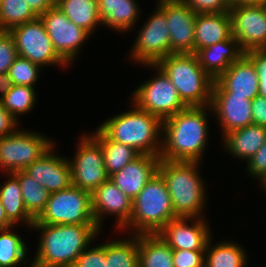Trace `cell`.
Instances as JSON below:
<instances>
[{"label":"cell","mask_w":266,"mask_h":267,"mask_svg":"<svg viewBox=\"0 0 266 267\" xmlns=\"http://www.w3.org/2000/svg\"><path fill=\"white\" fill-rule=\"evenodd\" d=\"M102 147L105 168L109 176L123 169L140 153L133 147L111 140L99 127L89 133Z\"/></svg>","instance_id":"cell-28"},{"label":"cell","mask_w":266,"mask_h":267,"mask_svg":"<svg viewBox=\"0 0 266 267\" xmlns=\"http://www.w3.org/2000/svg\"><path fill=\"white\" fill-rule=\"evenodd\" d=\"M12 228L0 230V267H16L22 263L26 265L28 260H32L26 259V242Z\"/></svg>","instance_id":"cell-33"},{"label":"cell","mask_w":266,"mask_h":267,"mask_svg":"<svg viewBox=\"0 0 266 267\" xmlns=\"http://www.w3.org/2000/svg\"><path fill=\"white\" fill-rule=\"evenodd\" d=\"M53 141L44 134L22 128L0 137V170L4 174L25 170L54 146Z\"/></svg>","instance_id":"cell-9"},{"label":"cell","mask_w":266,"mask_h":267,"mask_svg":"<svg viewBox=\"0 0 266 267\" xmlns=\"http://www.w3.org/2000/svg\"><path fill=\"white\" fill-rule=\"evenodd\" d=\"M17 121L3 106L0 100V137L14 134L18 130Z\"/></svg>","instance_id":"cell-43"},{"label":"cell","mask_w":266,"mask_h":267,"mask_svg":"<svg viewBox=\"0 0 266 267\" xmlns=\"http://www.w3.org/2000/svg\"><path fill=\"white\" fill-rule=\"evenodd\" d=\"M102 26L127 32L139 20L140 7L136 0H97Z\"/></svg>","instance_id":"cell-25"},{"label":"cell","mask_w":266,"mask_h":267,"mask_svg":"<svg viewBox=\"0 0 266 267\" xmlns=\"http://www.w3.org/2000/svg\"><path fill=\"white\" fill-rule=\"evenodd\" d=\"M17 55L29 59L41 67L69 65L57 54L40 17L12 28Z\"/></svg>","instance_id":"cell-10"},{"label":"cell","mask_w":266,"mask_h":267,"mask_svg":"<svg viewBox=\"0 0 266 267\" xmlns=\"http://www.w3.org/2000/svg\"><path fill=\"white\" fill-rule=\"evenodd\" d=\"M173 219L176 217L170 194L157 172L132 201V215L122 231L131 229L134 235L158 234Z\"/></svg>","instance_id":"cell-6"},{"label":"cell","mask_w":266,"mask_h":267,"mask_svg":"<svg viewBox=\"0 0 266 267\" xmlns=\"http://www.w3.org/2000/svg\"><path fill=\"white\" fill-rule=\"evenodd\" d=\"M36 89L26 85H13L1 99L4 108L18 121L19 115L29 113L37 102Z\"/></svg>","instance_id":"cell-34"},{"label":"cell","mask_w":266,"mask_h":267,"mask_svg":"<svg viewBox=\"0 0 266 267\" xmlns=\"http://www.w3.org/2000/svg\"><path fill=\"white\" fill-rule=\"evenodd\" d=\"M40 18L57 54L70 65L91 35L68 19L57 5L48 9Z\"/></svg>","instance_id":"cell-13"},{"label":"cell","mask_w":266,"mask_h":267,"mask_svg":"<svg viewBox=\"0 0 266 267\" xmlns=\"http://www.w3.org/2000/svg\"><path fill=\"white\" fill-rule=\"evenodd\" d=\"M132 109L116 114L98 127L111 139L133 147L140 154L160 156L163 121L134 103Z\"/></svg>","instance_id":"cell-4"},{"label":"cell","mask_w":266,"mask_h":267,"mask_svg":"<svg viewBox=\"0 0 266 267\" xmlns=\"http://www.w3.org/2000/svg\"><path fill=\"white\" fill-rule=\"evenodd\" d=\"M195 54L204 71L213 80H216L232 63L238 61L245 52L232 36L228 40L200 49Z\"/></svg>","instance_id":"cell-22"},{"label":"cell","mask_w":266,"mask_h":267,"mask_svg":"<svg viewBox=\"0 0 266 267\" xmlns=\"http://www.w3.org/2000/svg\"><path fill=\"white\" fill-rule=\"evenodd\" d=\"M200 164L201 162L159 161L158 173L166 183L176 218H203L207 193L206 182L198 172Z\"/></svg>","instance_id":"cell-3"},{"label":"cell","mask_w":266,"mask_h":267,"mask_svg":"<svg viewBox=\"0 0 266 267\" xmlns=\"http://www.w3.org/2000/svg\"><path fill=\"white\" fill-rule=\"evenodd\" d=\"M208 112L213 113L210 105L191 106L163 120L160 159L202 163L208 144Z\"/></svg>","instance_id":"cell-1"},{"label":"cell","mask_w":266,"mask_h":267,"mask_svg":"<svg viewBox=\"0 0 266 267\" xmlns=\"http://www.w3.org/2000/svg\"><path fill=\"white\" fill-rule=\"evenodd\" d=\"M246 166L248 175L258 179L259 183L266 179V141L246 162Z\"/></svg>","instance_id":"cell-41"},{"label":"cell","mask_w":266,"mask_h":267,"mask_svg":"<svg viewBox=\"0 0 266 267\" xmlns=\"http://www.w3.org/2000/svg\"><path fill=\"white\" fill-rule=\"evenodd\" d=\"M56 5L68 19L90 35L102 26L97 0H57Z\"/></svg>","instance_id":"cell-30"},{"label":"cell","mask_w":266,"mask_h":267,"mask_svg":"<svg viewBox=\"0 0 266 267\" xmlns=\"http://www.w3.org/2000/svg\"><path fill=\"white\" fill-rule=\"evenodd\" d=\"M25 0H4L0 2V31L12 28L36 19Z\"/></svg>","instance_id":"cell-35"},{"label":"cell","mask_w":266,"mask_h":267,"mask_svg":"<svg viewBox=\"0 0 266 267\" xmlns=\"http://www.w3.org/2000/svg\"><path fill=\"white\" fill-rule=\"evenodd\" d=\"M211 109L222 129V136L253 124L251 100L240 96H212Z\"/></svg>","instance_id":"cell-21"},{"label":"cell","mask_w":266,"mask_h":267,"mask_svg":"<svg viewBox=\"0 0 266 267\" xmlns=\"http://www.w3.org/2000/svg\"><path fill=\"white\" fill-rule=\"evenodd\" d=\"M41 68L40 65L31 62L29 59L17 56L10 66L8 74L13 85L35 87Z\"/></svg>","instance_id":"cell-36"},{"label":"cell","mask_w":266,"mask_h":267,"mask_svg":"<svg viewBox=\"0 0 266 267\" xmlns=\"http://www.w3.org/2000/svg\"><path fill=\"white\" fill-rule=\"evenodd\" d=\"M17 56L12 35L8 31H0V74L8 73Z\"/></svg>","instance_id":"cell-38"},{"label":"cell","mask_w":266,"mask_h":267,"mask_svg":"<svg viewBox=\"0 0 266 267\" xmlns=\"http://www.w3.org/2000/svg\"><path fill=\"white\" fill-rule=\"evenodd\" d=\"M205 250L173 249L174 267H204Z\"/></svg>","instance_id":"cell-39"},{"label":"cell","mask_w":266,"mask_h":267,"mask_svg":"<svg viewBox=\"0 0 266 267\" xmlns=\"http://www.w3.org/2000/svg\"><path fill=\"white\" fill-rule=\"evenodd\" d=\"M12 86L9 74H0V100L11 90Z\"/></svg>","instance_id":"cell-46"},{"label":"cell","mask_w":266,"mask_h":267,"mask_svg":"<svg viewBox=\"0 0 266 267\" xmlns=\"http://www.w3.org/2000/svg\"><path fill=\"white\" fill-rule=\"evenodd\" d=\"M19 180L23 204L27 213L36 220L43 212L50 192L24 170L13 173Z\"/></svg>","instance_id":"cell-31"},{"label":"cell","mask_w":266,"mask_h":267,"mask_svg":"<svg viewBox=\"0 0 266 267\" xmlns=\"http://www.w3.org/2000/svg\"><path fill=\"white\" fill-rule=\"evenodd\" d=\"M212 241L211 237L205 249V267H246L248 258L244 247L230 240L213 246Z\"/></svg>","instance_id":"cell-29"},{"label":"cell","mask_w":266,"mask_h":267,"mask_svg":"<svg viewBox=\"0 0 266 267\" xmlns=\"http://www.w3.org/2000/svg\"><path fill=\"white\" fill-rule=\"evenodd\" d=\"M260 95V77L253 61L244 54L214 80L212 96H240L253 100Z\"/></svg>","instance_id":"cell-15"},{"label":"cell","mask_w":266,"mask_h":267,"mask_svg":"<svg viewBox=\"0 0 266 267\" xmlns=\"http://www.w3.org/2000/svg\"><path fill=\"white\" fill-rule=\"evenodd\" d=\"M139 267H174L173 249L158 234H140Z\"/></svg>","instance_id":"cell-26"},{"label":"cell","mask_w":266,"mask_h":267,"mask_svg":"<svg viewBox=\"0 0 266 267\" xmlns=\"http://www.w3.org/2000/svg\"><path fill=\"white\" fill-rule=\"evenodd\" d=\"M106 242V267H139L138 238Z\"/></svg>","instance_id":"cell-32"},{"label":"cell","mask_w":266,"mask_h":267,"mask_svg":"<svg viewBox=\"0 0 266 267\" xmlns=\"http://www.w3.org/2000/svg\"><path fill=\"white\" fill-rule=\"evenodd\" d=\"M155 65L171 80L188 107L211 104L214 80L200 66L195 53H172Z\"/></svg>","instance_id":"cell-5"},{"label":"cell","mask_w":266,"mask_h":267,"mask_svg":"<svg viewBox=\"0 0 266 267\" xmlns=\"http://www.w3.org/2000/svg\"><path fill=\"white\" fill-rule=\"evenodd\" d=\"M72 267H106V243L88 246Z\"/></svg>","instance_id":"cell-37"},{"label":"cell","mask_w":266,"mask_h":267,"mask_svg":"<svg viewBox=\"0 0 266 267\" xmlns=\"http://www.w3.org/2000/svg\"><path fill=\"white\" fill-rule=\"evenodd\" d=\"M54 147L24 170L50 193L66 189L72 184L69 158L58 156L53 151Z\"/></svg>","instance_id":"cell-19"},{"label":"cell","mask_w":266,"mask_h":267,"mask_svg":"<svg viewBox=\"0 0 266 267\" xmlns=\"http://www.w3.org/2000/svg\"><path fill=\"white\" fill-rule=\"evenodd\" d=\"M222 139L225 151L247 162L265 143L266 127L251 124L227 133Z\"/></svg>","instance_id":"cell-24"},{"label":"cell","mask_w":266,"mask_h":267,"mask_svg":"<svg viewBox=\"0 0 266 267\" xmlns=\"http://www.w3.org/2000/svg\"><path fill=\"white\" fill-rule=\"evenodd\" d=\"M232 5H238V6H266V0H232Z\"/></svg>","instance_id":"cell-47"},{"label":"cell","mask_w":266,"mask_h":267,"mask_svg":"<svg viewBox=\"0 0 266 267\" xmlns=\"http://www.w3.org/2000/svg\"><path fill=\"white\" fill-rule=\"evenodd\" d=\"M11 227H15L7 218L4 207L0 200V230H5Z\"/></svg>","instance_id":"cell-48"},{"label":"cell","mask_w":266,"mask_h":267,"mask_svg":"<svg viewBox=\"0 0 266 267\" xmlns=\"http://www.w3.org/2000/svg\"><path fill=\"white\" fill-rule=\"evenodd\" d=\"M92 211L100 229L103 218L114 215L116 227L121 230L129 223L132 215V200L109 179L91 194ZM103 220V221H102Z\"/></svg>","instance_id":"cell-17"},{"label":"cell","mask_w":266,"mask_h":267,"mask_svg":"<svg viewBox=\"0 0 266 267\" xmlns=\"http://www.w3.org/2000/svg\"><path fill=\"white\" fill-rule=\"evenodd\" d=\"M197 14L229 11L232 0H182Z\"/></svg>","instance_id":"cell-40"},{"label":"cell","mask_w":266,"mask_h":267,"mask_svg":"<svg viewBox=\"0 0 266 267\" xmlns=\"http://www.w3.org/2000/svg\"><path fill=\"white\" fill-rule=\"evenodd\" d=\"M251 103L253 124L266 127V98L258 95Z\"/></svg>","instance_id":"cell-44"},{"label":"cell","mask_w":266,"mask_h":267,"mask_svg":"<svg viewBox=\"0 0 266 267\" xmlns=\"http://www.w3.org/2000/svg\"><path fill=\"white\" fill-rule=\"evenodd\" d=\"M34 223L48 225H97L92 211L91 193L74 185L50 193L46 206Z\"/></svg>","instance_id":"cell-7"},{"label":"cell","mask_w":266,"mask_h":267,"mask_svg":"<svg viewBox=\"0 0 266 267\" xmlns=\"http://www.w3.org/2000/svg\"><path fill=\"white\" fill-rule=\"evenodd\" d=\"M231 37L229 11L196 15L194 53Z\"/></svg>","instance_id":"cell-23"},{"label":"cell","mask_w":266,"mask_h":267,"mask_svg":"<svg viewBox=\"0 0 266 267\" xmlns=\"http://www.w3.org/2000/svg\"><path fill=\"white\" fill-rule=\"evenodd\" d=\"M31 229L41 231V237L30 267H72L101 230L97 225L43 223H33Z\"/></svg>","instance_id":"cell-2"},{"label":"cell","mask_w":266,"mask_h":267,"mask_svg":"<svg viewBox=\"0 0 266 267\" xmlns=\"http://www.w3.org/2000/svg\"><path fill=\"white\" fill-rule=\"evenodd\" d=\"M6 176L9 179L0 185V200L5 214L14 226L23 223L31 229L35 220L25 209L19 180L13 173Z\"/></svg>","instance_id":"cell-27"},{"label":"cell","mask_w":266,"mask_h":267,"mask_svg":"<svg viewBox=\"0 0 266 267\" xmlns=\"http://www.w3.org/2000/svg\"><path fill=\"white\" fill-rule=\"evenodd\" d=\"M169 27L170 54L194 53L196 15L182 0H158Z\"/></svg>","instance_id":"cell-16"},{"label":"cell","mask_w":266,"mask_h":267,"mask_svg":"<svg viewBox=\"0 0 266 267\" xmlns=\"http://www.w3.org/2000/svg\"><path fill=\"white\" fill-rule=\"evenodd\" d=\"M208 224L204 218H176L170 220L158 235L172 249L205 250L212 237Z\"/></svg>","instance_id":"cell-18"},{"label":"cell","mask_w":266,"mask_h":267,"mask_svg":"<svg viewBox=\"0 0 266 267\" xmlns=\"http://www.w3.org/2000/svg\"><path fill=\"white\" fill-rule=\"evenodd\" d=\"M254 63L260 77V95L266 98V49L245 53Z\"/></svg>","instance_id":"cell-42"},{"label":"cell","mask_w":266,"mask_h":267,"mask_svg":"<svg viewBox=\"0 0 266 267\" xmlns=\"http://www.w3.org/2000/svg\"><path fill=\"white\" fill-rule=\"evenodd\" d=\"M32 12L40 17L48 9L56 6L57 0H25Z\"/></svg>","instance_id":"cell-45"},{"label":"cell","mask_w":266,"mask_h":267,"mask_svg":"<svg viewBox=\"0 0 266 267\" xmlns=\"http://www.w3.org/2000/svg\"><path fill=\"white\" fill-rule=\"evenodd\" d=\"M160 156L140 154L110 179L132 201L148 181L158 172Z\"/></svg>","instance_id":"cell-20"},{"label":"cell","mask_w":266,"mask_h":267,"mask_svg":"<svg viewBox=\"0 0 266 267\" xmlns=\"http://www.w3.org/2000/svg\"><path fill=\"white\" fill-rule=\"evenodd\" d=\"M156 10L146 20L137 33L129 54L132 62L138 64H156L170 55L169 27L165 13L156 5Z\"/></svg>","instance_id":"cell-12"},{"label":"cell","mask_w":266,"mask_h":267,"mask_svg":"<svg viewBox=\"0 0 266 267\" xmlns=\"http://www.w3.org/2000/svg\"><path fill=\"white\" fill-rule=\"evenodd\" d=\"M156 75L140 84L132 93L131 103L141 110L159 117L162 121L184 110L188 106L182 101L171 80L155 64H144Z\"/></svg>","instance_id":"cell-8"},{"label":"cell","mask_w":266,"mask_h":267,"mask_svg":"<svg viewBox=\"0 0 266 267\" xmlns=\"http://www.w3.org/2000/svg\"><path fill=\"white\" fill-rule=\"evenodd\" d=\"M74 158H71L72 185L93 193L103 182L110 179L101 145L88 133L80 137Z\"/></svg>","instance_id":"cell-11"},{"label":"cell","mask_w":266,"mask_h":267,"mask_svg":"<svg viewBox=\"0 0 266 267\" xmlns=\"http://www.w3.org/2000/svg\"><path fill=\"white\" fill-rule=\"evenodd\" d=\"M232 36L246 53L266 49V6H238L229 9Z\"/></svg>","instance_id":"cell-14"},{"label":"cell","mask_w":266,"mask_h":267,"mask_svg":"<svg viewBox=\"0 0 266 267\" xmlns=\"http://www.w3.org/2000/svg\"><path fill=\"white\" fill-rule=\"evenodd\" d=\"M261 187L264 188L263 190L266 191V179L263 180L261 183H260Z\"/></svg>","instance_id":"cell-49"}]
</instances>
